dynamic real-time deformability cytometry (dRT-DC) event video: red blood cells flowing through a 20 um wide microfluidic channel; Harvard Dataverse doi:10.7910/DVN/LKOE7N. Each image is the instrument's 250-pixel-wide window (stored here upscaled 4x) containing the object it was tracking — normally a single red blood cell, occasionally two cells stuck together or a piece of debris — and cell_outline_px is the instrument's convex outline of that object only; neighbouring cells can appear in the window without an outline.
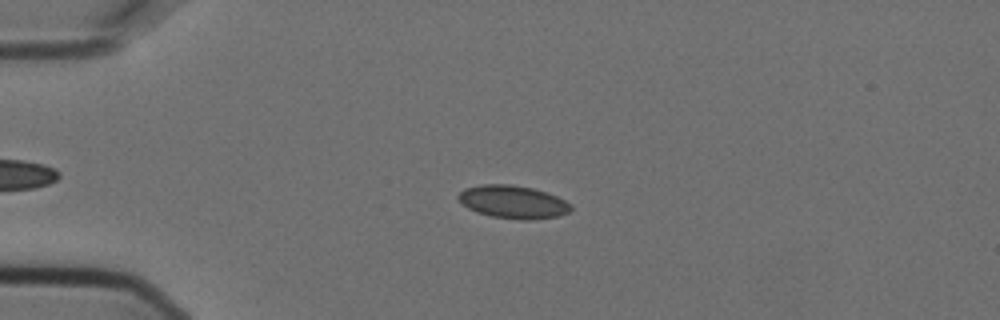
{"species": "Egyptian fruit bat (a non-hibernating species)", "species_latin": "Rousettus aegyptiacus", "temperature_condition": "cold", "stored_images_in_passage": 8, "camera_frame_rate_fps": 3000, "um_per_image_px": 0.085, "animal": {"sex": "female"}, "frame": {"image": 1, "passage_image": 3, "time_ms": 0.667, "image_size_px": [1000, 320], "cell_outline_px": [[572, 208], [568, 212], [560, 216], [532, 220], [520, 220], [492, 216], [476, 212], [468, 208], [456, 196], [464, 188], [480, 184], [512, 184], [532, 188], [556, 196], [572, 204]], "centroid_in_image_um": [43.61, 17.16], "position_along_channel_um": 41.4, "area_um2": 21.68}}
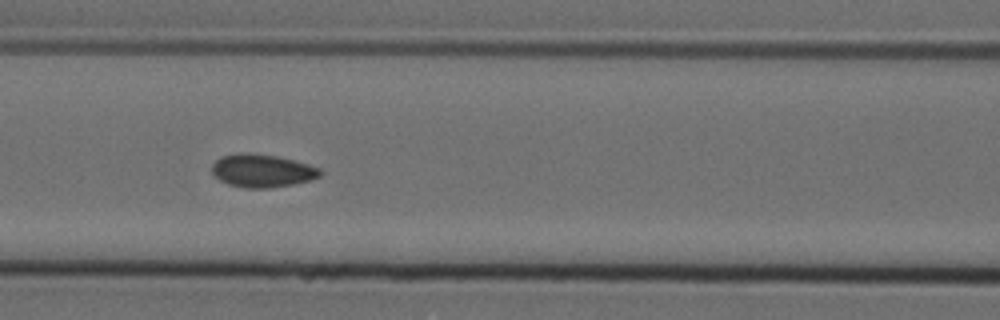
{"frame": {"image": 2, "passage_image": 6, "time_ms": 1.667, "image_size_px": [1000, 320], "cell_outline_px": [[320, 176], [312, 180], [292, 184], [268, 188], [244, 188], [228, 184], [220, 180], [212, 172], [212, 164], [220, 156], [276, 156], [292, 160], [320, 168]], "centroid_in_image_um": [22.3, 14.57], "position_along_channel_um": 144.3, "area_um2": 19.83}}
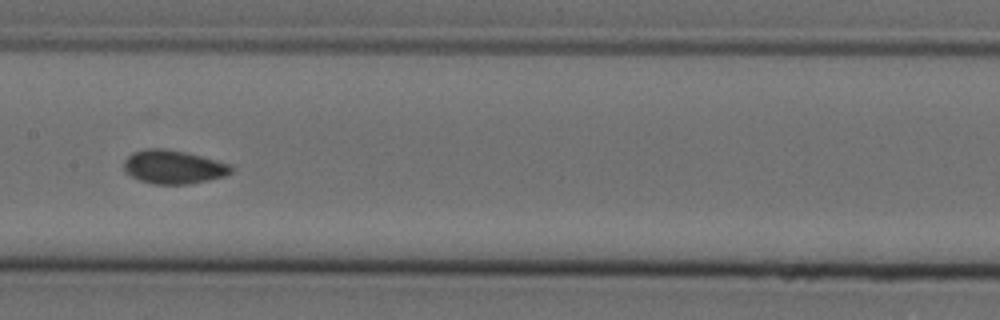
{"frame": {"image": 3, "passage_image": 7, "time_ms": 2.0, "image_size_px": [1000, 320], "cell_outline_px": [[232, 172], [224, 176], [208, 180], [188, 184], [152, 184], [140, 180], [124, 172], [124, 160], [132, 152], [144, 148], [164, 148], [184, 152], [232, 164]], "centroid_in_image_um": [14.71, 14.19], "position_along_channel_um": 192.7, "area_um2": 21.04}}